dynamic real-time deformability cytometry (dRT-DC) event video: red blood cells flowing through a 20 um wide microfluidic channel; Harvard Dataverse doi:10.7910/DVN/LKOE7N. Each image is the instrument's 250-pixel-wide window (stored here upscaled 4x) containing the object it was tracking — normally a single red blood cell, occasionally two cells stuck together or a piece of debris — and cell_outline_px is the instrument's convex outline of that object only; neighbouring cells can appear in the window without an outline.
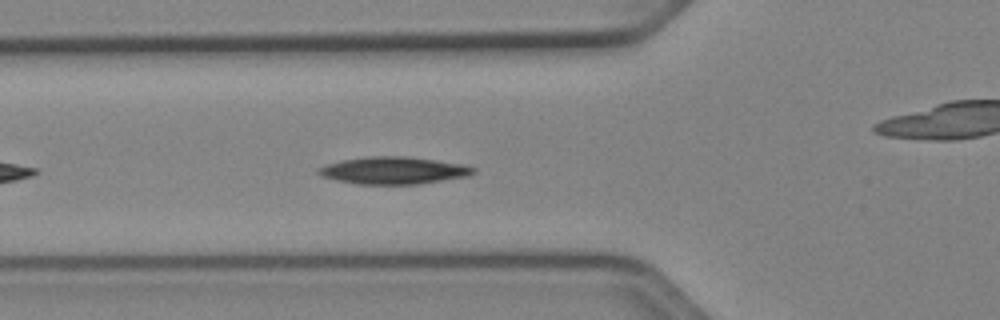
{"species": "Egyptian fruit bat (a non-hibernating species)", "species_latin": "Rousettus aegyptiacus", "temperature_condition": "cold", "stored_images_in_passage": 40, "camera_frame_rate_fps": 3000, "um_per_image_px": 0.085, "animal": {"sex": "female"}, "frame": {"image": 1, "passage_image": 6, "time_ms": 1.667, "image_size_px": [1000, 320], "cell_outline_px": [[476, 172], [468, 176], [420, 184], [356, 184], [336, 180], [320, 176], [316, 172], [316, 168], [324, 164], [340, 160], [368, 156], [404, 156], [464, 164], [476, 168]], "centroid_in_image_um": [33.4, 14.49], "position_along_channel_um": 92.4, "area_um2": 24.85}}
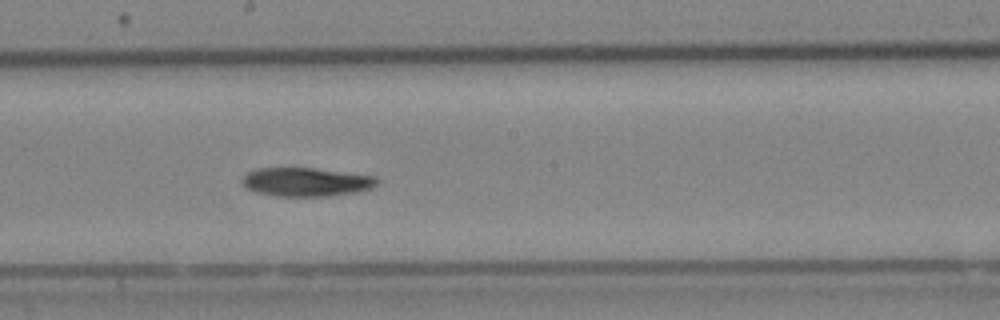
{"frame": {"image": 2, "passage_image": 16, "time_ms": 5.0, "image_size_px": [1000, 320], "cell_outline_px": [[380, 184], [372, 188], [360, 192], [332, 196], [276, 196], [256, 192], [240, 184], [240, 180], [248, 172], [256, 168], [316, 168], [376, 176], [380, 180]], "centroid_in_image_um": [26.08, 15.47], "position_along_channel_um": 222.1, "area_um2": 23.0}}
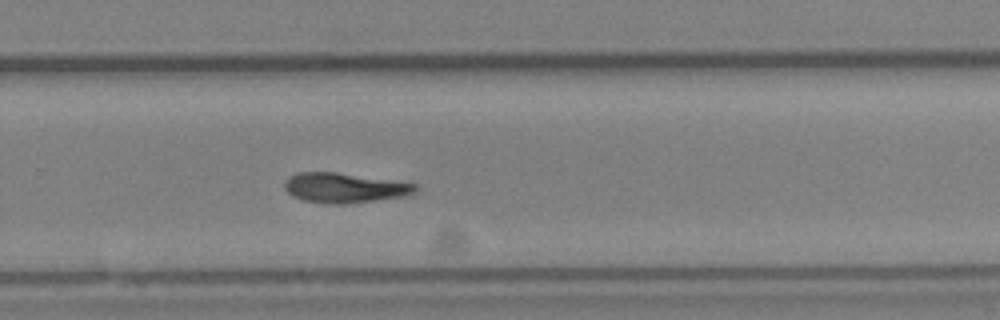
{"frame": {"image": 3, "passage_image": 22, "time_ms": 7.0, "image_size_px": [1000, 320], "cell_outline_px": [[416, 192], [404, 196], [352, 204], [328, 204], [304, 200], [292, 196], [284, 188], [284, 180], [288, 176], [300, 172], [336, 172], [416, 184]], "centroid_in_image_um": [29.23, 15.97], "position_along_channel_um": 300.6, "area_um2": 22.77}, "authors_computed_cell_mechanics": {"area_um2": 23.4668, "velocity_mm_per_s": 3.9124, "shape_relaxation_time_tau1_ms": 2.777, "shape_relaxation_time_tau2_ms": null, "deformation_change_tau1": 0.0738, "deformation_change_tau2": null}}